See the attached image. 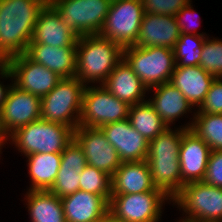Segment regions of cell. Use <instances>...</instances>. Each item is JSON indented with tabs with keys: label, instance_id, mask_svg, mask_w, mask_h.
Here are the masks:
<instances>
[{
	"label": "cell",
	"instance_id": "6da1fadb",
	"mask_svg": "<svg viewBox=\"0 0 222 222\" xmlns=\"http://www.w3.org/2000/svg\"><path fill=\"white\" fill-rule=\"evenodd\" d=\"M49 0H0V58L25 54L39 13Z\"/></svg>",
	"mask_w": 222,
	"mask_h": 222
},
{
	"label": "cell",
	"instance_id": "7a4b0ae2",
	"mask_svg": "<svg viewBox=\"0 0 222 222\" xmlns=\"http://www.w3.org/2000/svg\"><path fill=\"white\" fill-rule=\"evenodd\" d=\"M187 130L182 126L176 130L166 128L149 142L147 162L152 182L169 198L173 199L184 186L179 163V148L182 135Z\"/></svg>",
	"mask_w": 222,
	"mask_h": 222
},
{
	"label": "cell",
	"instance_id": "3957f363",
	"mask_svg": "<svg viewBox=\"0 0 222 222\" xmlns=\"http://www.w3.org/2000/svg\"><path fill=\"white\" fill-rule=\"evenodd\" d=\"M122 59L123 48L116 42L99 34L78 37L75 76L86 86L102 85Z\"/></svg>",
	"mask_w": 222,
	"mask_h": 222
},
{
	"label": "cell",
	"instance_id": "277c9868",
	"mask_svg": "<svg viewBox=\"0 0 222 222\" xmlns=\"http://www.w3.org/2000/svg\"><path fill=\"white\" fill-rule=\"evenodd\" d=\"M73 138L74 130L69 126L39 119L17 129L2 146L5 147L4 144L11 140L24 156L35 153L61 154Z\"/></svg>",
	"mask_w": 222,
	"mask_h": 222
},
{
	"label": "cell",
	"instance_id": "5b68a950",
	"mask_svg": "<svg viewBox=\"0 0 222 222\" xmlns=\"http://www.w3.org/2000/svg\"><path fill=\"white\" fill-rule=\"evenodd\" d=\"M85 87L76 76L62 78L41 98V119L61 123L75 130L79 126Z\"/></svg>",
	"mask_w": 222,
	"mask_h": 222
},
{
	"label": "cell",
	"instance_id": "8992f818",
	"mask_svg": "<svg viewBox=\"0 0 222 222\" xmlns=\"http://www.w3.org/2000/svg\"><path fill=\"white\" fill-rule=\"evenodd\" d=\"M123 59L148 88L170 82L176 67L174 51L166 47L129 46Z\"/></svg>",
	"mask_w": 222,
	"mask_h": 222
},
{
	"label": "cell",
	"instance_id": "52a82bcc",
	"mask_svg": "<svg viewBox=\"0 0 222 222\" xmlns=\"http://www.w3.org/2000/svg\"><path fill=\"white\" fill-rule=\"evenodd\" d=\"M172 203L186 213L180 222H222V188L203 181L185 184Z\"/></svg>",
	"mask_w": 222,
	"mask_h": 222
},
{
	"label": "cell",
	"instance_id": "ba28073f",
	"mask_svg": "<svg viewBox=\"0 0 222 222\" xmlns=\"http://www.w3.org/2000/svg\"><path fill=\"white\" fill-rule=\"evenodd\" d=\"M112 0H49L64 24L78 37L99 34Z\"/></svg>",
	"mask_w": 222,
	"mask_h": 222
},
{
	"label": "cell",
	"instance_id": "9c48e42d",
	"mask_svg": "<svg viewBox=\"0 0 222 222\" xmlns=\"http://www.w3.org/2000/svg\"><path fill=\"white\" fill-rule=\"evenodd\" d=\"M144 13L141 0H112L99 35L122 48L134 46Z\"/></svg>",
	"mask_w": 222,
	"mask_h": 222
},
{
	"label": "cell",
	"instance_id": "30bf717a",
	"mask_svg": "<svg viewBox=\"0 0 222 222\" xmlns=\"http://www.w3.org/2000/svg\"><path fill=\"white\" fill-rule=\"evenodd\" d=\"M86 86L79 125L100 128L128 119L130 105L111 94L102 85Z\"/></svg>",
	"mask_w": 222,
	"mask_h": 222
},
{
	"label": "cell",
	"instance_id": "8fae6325",
	"mask_svg": "<svg viewBox=\"0 0 222 222\" xmlns=\"http://www.w3.org/2000/svg\"><path fill=\"white\" fill-rule=\"evenodd\" d=\"M166 200L172 201L162 190L112 195L109 211L125 222H158Z\"/></svg>",
	"mask_w": 222,
	"mask_h": 222
},
{
	"label": "cell",
	"instance_id": "7c38bea8",
	"mask_svg": "<svg viewBox=\"0 0 222 222\" xmlns=\"http://www.w3.org/2000/svg\"><path fill=\"white\" fill-rule=\"evenodd\" d=\"M41 119V98L11 85L0 110V142L17 129Z\"/></svg>",
	"mask_w": 222,
	"mask_h": 222
},
{
	"label": "cell",
	"instance_id": "4fadbf2b",
	"mask_svg": "<svg viewBox=\"0 0 222 222\" xmlns=\"http://www.w3.org/2000/svg\"><path fill=\"white\" fill-rule=\"evenodd\" d=\"M18 89L42 98L62 79L57 73L35 63L25 54L13 56L5 61Z\"/></svg>",
	"mask_w": 222,
	"mask_h": 222
},
{
	"label": "cell",
	"instance_id": "5bb4252c",
	"mask_svg": "<svg viewBox=\"0 0 222 222\" xmlns=\"http://www.w3.org/2000/svg\"><path fill=\"white\" fill-rule=\"evenodd\" d=\"M74 139L83 149L87 165L93 166L112 176L121 161L116 149L109 144L100 128L79 125L74 130Z\"/></svg>",
	"mask_w": 222,
	"mask_h": 222
},
{
	"label": "cell",
	"instance_id": "9a60e30c",
	"mask_svg": "<svg viewBox=\"0 0 222 222\" xmlns=\"http://www.w3.org/2000/svg\"><path fill=\"white\" fill-rule=\"evenodd\" d=\"M100 129L116 149L121 162L146 160L149 142L132 127L129 119L105 124Z\"/></svg>",
	"mask_w": 222,
	"mask_h": 222
},
{
	"label": "cell",
	"instance_id": "2e32d148",
	"mask_svg": "<svg viewBox=\"0 0 222 222\" xmlns=\"http://www.w3.org/2000/svg\"><path fill=\"white\" fill-rule=\"evenodd\" d=\"M210 146L187 130L182 135L179 163L183 184L202 181L208 165Z\"/></svg>",
	"mask_w": 222,
	"mask_h": 222
},
{
	"label": "cell",
	"instance_id": "e0dca14e",
	"mask_svg": "<svg viewBox=\"0 0 222 222\" xmlns=\"http://www.w3.org/2000/svg\"><path fill=\"white\" fill-rule=\"evenodd\" d=\"M78 36L62 21L56 9L48 2L41 10L30 43L52 47H76Z\"/></svg>",
	"mask_w": 222,
	"mask_h": 222
},
{
	"label": "cell",
	"instance_id": "ac0fdd59",
	"mask_svg": "<svg viewBox=\"0 0 222 222\" xmlns=\"http://www.w3.org/2000/svg\"><path fill=\"white\" fill-rule=\"evenodd\" d=\"M180 35L175 16L144 13L134 46L173 49Z\"/></svg>",
	"mask_w": 222,
	"mask_h": 222
},
{
	"label": "cell",
	"instance_id": "d6986e66",
	"mask_svg": "<svg viewBox=\"0 0 222 222\" xmlns=\"http://www.w3.org/2000/svg\"><path fill=\"white\" fill-rule=\"evenodd\" d=\"M151 190H161L155 187L147 160L138 162H122L111 176V194H139Z\"/></svg>",
	"mask_w": 222,
	"mask_h": 222
},
{
	"label": "cell",
	"instance_id": "ffe728a7",
	"mask_svg": "<svg viewBox=\"0 0 222 222\" xmlns=\"http://www.w3.org/2000/svg\"><path fill=\"white\" fill-rule=\"evenodd\" d=\"M25 55L61 78L75 77L76 47H52L41 43H29Z\"/></svg>",
	"mask_w": 222,
	"mask_h": 222
},
{
	"label": "cell",
	"instance_id": "44dd1931",
	"mask_svg": "<svg viewBox=\"0 0 222 222\" xmlns=\"http://www.w3.org/2000/svg\"><path fill=\"white\" fill-rule=\"evenodd\" d=\"M66 222H98L109 203L101 196L78 190L61 198Z\"/></svg>",
	"mask_w": 222,
	"mask_h": 222
},
{
	"label": "cell",
	"instance_id": "7402d4cb",
	"mask_svg": "<svg viewBox=\"0 0 222 222\" xmlns=\"http://www.w3.org/2000/svg\"><path fill=\"white\" fill-rule=\"evenodd\" d=\"M111 94L130 106L145 100L148 88L122 59L102 84Z\"/></svg>",
	"mask_w": 222,
	"mask_h": 222
},
{
	"label": "cell",
	"instance_id": "603a6c76",
	"mask_svg": "<svg viewBox=\"0 0 222 222\" xmlns=\"http://www.w3.org/2000/svg\"><path fill=\"white\" fill-rule=\"evenodd\" d=\"M215 77L197 66L175 67L170 83L173 84L197 108L204 101Z\"/></svg>",
	"mask_w": 222,
	"mask_h": 222
},
{
	"label": "cell",
	"instance_id": "cb8c5ba5",
	"mask_svg": "<svg viewBox=\"0 0 222 222\" xmlns=\"http://www.w3.org/2000/svg\"><path fill=\"white\" fill-rule=\"evenodd\" d=\"M150 89H154V96L152 99H148V102L168 127L185 113L191 112L192 108L194 109L184 95L170 82Z\"/></svg>",
	"mask_w": 222,
	"mask_h": 222
},
{
	"label": "cell",
	"instance_id": "d4e9b609",
	"mask_svg": "<svg viewBox=\"0 0 222 222\" xmlns=\"http://www.w3.org/2000/svg\"><path fill=\"white\" fill-rule=\"evenodd\" d=\"M31 178L29 190L49 191L60 169L61 154L35 153L26 156Z\"/></svg>",
	"mask_w": 222,
	"mask_h": 222
},
{
	"label": "cell",
	"instance_id": "484cf974",
	"mask_svg": "<svg viewBox=\"0 0 222 222\" xmlns=\"http://www.w3.org/2000/svg\"><path fill=\"white\" fill-rule=\"evenodd\" d=\"M25 196L31 222H66L61 198L52 192L28 190Z\"/></svg>",
	"mask_w": 222,
	"mask_h": 222
},
{
	"label": "cell",
	"instance_id": "4316f807",
	"mask_svg": "<svg viewBox=\"0 0 222 222\" xmlns=\"http://www.w3.org/2000/svg\"><path fill=\"white\" fill-rule=\"evenodd\" d=\"M128 119L148 142L168 128L148 100L132 105Z\"/></svg>",
	"mask_w": 222,
	"mask_h": 222
},
{
	"label": "cell",
	"instance_id": "83f0119b",
	"mask_svg": "<svg viewBox=\"0 0 222 222\" xmlns=\"http://www.w3.org/2000/svg\"><path fill=\"white\" fill-rule=\"evenodd\" d=\"M193 121L183 128L204 140L211 150L222 151V114L193 113Z\"/></svg>",
	"mask_w": 222,
	"mask_h": 222
},
{
	"label": "cell",
	"instance_id": "f1b7e54d",
	"mask_svg": "<svg viewBox=\"0 0 222 222\" xmlns=\"http://www.w3.org/2000/svg\"><path fill=\"white\" fill-rule=\"evenodd\" d=\"M205 38L202 35L181 34L173 48L176 67L199 65Z\"/></svg>",
	"mask_w": 222,
	"mask_h": 222
},
{
	"label": "cell",
	"instance_id": "f546056e",
	"mask_svg": "<svg viewBox=\"0 0 222 222\" xmlns=\"http://www.w3.org/2000/svg\"><path fill=\"white\" fill-rule=\"evenodd\" d=\"M79 190L101 195L108 203L111 199V176L93 166L86 165L80 172Z\"/></svg>",
	"mask_w": 222,
	"mask_h": 222
},
{
	"label": "cell",
	"instance_id": "4dcf8cb0",
	"mask_svg": "<svg viewBox=\"0 0 222 222\" xmlns=\"http://www.w3.org/2000/svg\"><path fill=\"white\" fill-rule=\"evenodd\" d=\"M199 66L215 78H222V40L209 39L207 36L202 44Z\"/></svg>",
	"mask_w": 222,
	"mask_h": 222
},
{
	"label": "cell",
	"instance_id": "1f68e13d",
	"mask_svg": "<svg viewBox=\"0 0 222 222\" xmlns=\"http://www.w3.org/2000/svg\"><path fill=\"white\" fill-rule=\"evenodd\" d=\"M80 172L78 168L60 167L56 180L49 190L59 198L79 190Z\"/></svg>",
	"mask_w": 222,
	"mask_h": 222
},
{
	"label": "cell",
	"instance_id": "d6a6232c",
	"mask_svg": "<svg viewBox=\"0 0 222 222\" xmlns=\"http://www.w3.org/2000/svg\"><path fill=\"white\" fill-rule=\"evenodd\" d=\"M194 113L222 114V78H215L204 101Z\"/></svg>",
	"mask_w": 222,
	"mask_h": 222
},
{
	"label": "cell",
	"instance_id": "836d02e7",
	"mask_svg": "<svg viewBox=\"0 0 222 222\" xmlns=\"http://www.w3.org/2000/svg\"><path fill=\"white\" fill-rule=\"evenodd\" d=\"M145 13L175 16L192 0H141Z\"/></svg>",
	"mask_w": 222,
	"mask_h": 222
},
{
	"label": "cell",
	"instance_id": "e575fe53",
	"mask_svg": "<svg viewBox=\"0 0 222 222\" xmlns=\"http://www.w3.org/2000/svg\"><path fill=\"white\" fill-rule=\"evenodd\" d=\"M86 165L87 159L84 155L83 149L73 138V140L61 153L60 167L78 168V171L82 172Z\"/></svg>",
	"mask_w": 222,
	"mask_h": 222
},
{
	"label": "cell",
	"instance_id": "d590c367",
	"mask_svg": "<svg viewBox=\"0 0 222 222\" xmlns=\"http://www.w3.org/2000/svg\"><path fill=\"white\" fill-rule=\"evenodd\" d=\"M204 183L222 188V151L211 150Z\"/></svg>",
	"mask_w": 222,
	"mask_h": 222
},
{
	"label": "cell",
	"instance_id": "8d00e7d4",
	"mask_svg": "<svg viewBox=\"0 0 222 222\" xmlns=\"http://www.w3.org/2000/svg\"><path fill=\"white\" fill-rule=\"evenodd\" d=\"M197 12H195V10L193 9V7L191 6V1L186 5L184 6L176 15H175V18H176V21H177V25L179 26V29H180V32L181 34H194V35H202V36H207L205 33L203 34L202 33H198L197 32V26L194 25L191 27L188 25L187 21H190V19L194 20V17L197 15H195ZM194 16V17H193ZM192 17V18H191ZM197 19V18H196ZM198 20V19H197ZM193 22V21H192ZM197 24V23H196ZM199 24V22H198ZM189 26V27H188ZM196 26V27H195ZM193 29V30H192Z\"/></svg>",
	"mask_w": 222,
	"mask_h": 222
},
{
	"label": "cell",
	"instance_id": "74e56055",
	"mask_svg": "<svg viewBox=\"0 0 222 222\" xmlns=\"http://www.w3.org/2000/svg\"><path fill=\"white\" fill-rule=\"evenodd\" d=\"M0 78L5 79V80L10 78L11 81H13V77H12L11 71H10V69L7 66L6 63H4L0 67ZM11 85L12 84L10 83V85H7L5 87L2 82L0 83V110H1V108L3 106V103H4L5 99H6L7 93L9 91Z\"/></svg>",
	"mask_w": 222,
	"mask_h": 222
},
{
	"label": "cell",
	"instance_id": "f35d334b",
	"mask_svg": "<svg viewBox=\"0 0 222 222\" xmlns=\"http://www.w3.org/2000/svg\"><path fill=\"white\" fill-rule=\"evenodd\" d=\"M98 222H125L108 211Z\"/></svg>",
	"mask_w": 222,
	"mask_h": 222
},
{
	"label": "cell",
	"instance_id": "ab89813d",
	"mask_svg": "<svg viewBox=\"0 0 222 222\" xmlns=\"http://www.w3.org/2000/svg\"><path fill=\"white\" fill-rule=\"evenodd\" d=\"M5 62L0 58V67L4 64Z\"/></svg>",
	"mask_w": 222,
	"mask_h": 222
},
{
	"label": "cell",
	"instance_id": "60d3db41",
	"mask_svg": "<svg viewBox=\"0 0 222 222\" xmlns=\"http://www.w3.org/2000/svg\"><path fill=\"white\" fill-rule=\"evenodd\" d=\"M1 148H3V147H2V143L0 142V153H1Z\"/></svg>",
	"mask_w": 222,
	"mask_h": 222
}]
</instances>
